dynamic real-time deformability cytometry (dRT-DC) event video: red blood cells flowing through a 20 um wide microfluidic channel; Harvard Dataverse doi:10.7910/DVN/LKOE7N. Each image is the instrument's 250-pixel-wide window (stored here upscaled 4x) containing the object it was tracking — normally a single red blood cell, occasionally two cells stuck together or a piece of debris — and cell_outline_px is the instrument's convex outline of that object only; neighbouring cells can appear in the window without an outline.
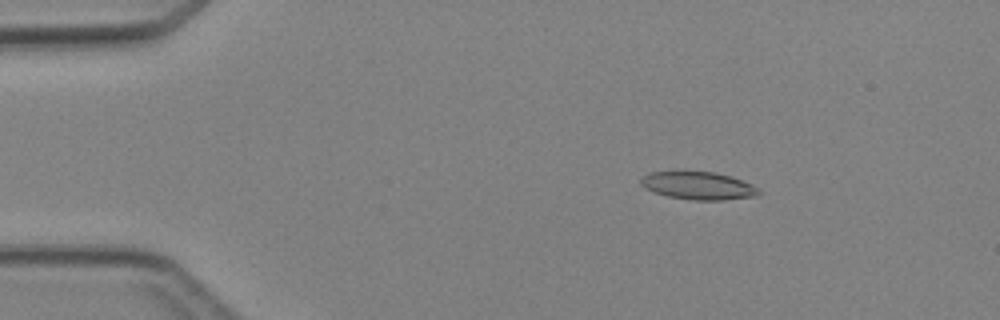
{"species": "Egyptian fruit bat (a non-hibernating species)", "species_latin": "Rousettus aegyptiacus", "temperature_condition": "cold", "stored_images_in_passage": 6, "camera_frame_rate_fps": 3000, "um_per_image_px": 0.085, "animal": {"sex": "female"}, "frame": {"image": 1, "passage_image": 2, "time_ms": 1.333, "image_size_px": [1000, 320], "cell_outline_px": [[760, 192], [756, 196], [724, 200], [692, 200], [668, 196], [652, 192], [644, 188], [640, 184], [640, 180], [648, 172], [716, 172], [732, 176], [752, 184]], "centroid_in_image_um": [59.34, 15.79], "position_along_channel_um": 25.7, "area_um2": 19.07}}
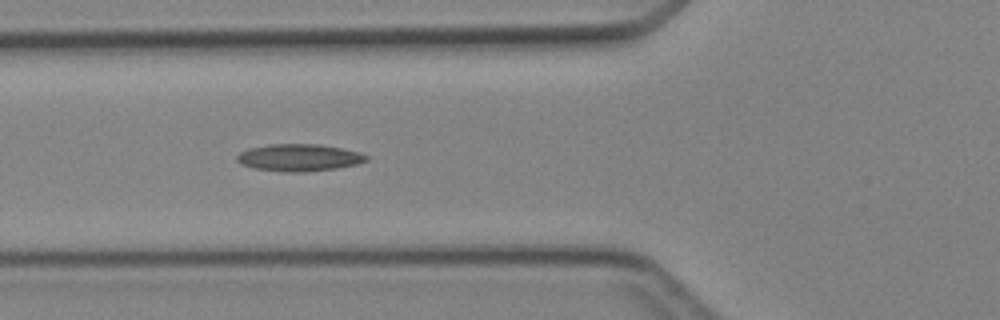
{"frame": {"image": 2, "passage_image": 5, "time_ms": 4.667, "image_size_px": [1000, 320], "cell_outline_px": [[368, 160], [356, 164], [336, 168], [304, 172], [284, 172], [252, 168], [240, 164], [236, 160], [236, 156], [240, 152], [248, 148], [268, 144], [320, 144], [360, 152], [368, 156]], "centroid_in_image_um": [25.38, 13.39], "position_along_channel_um": 100.4, "area_um2": 20.58}}
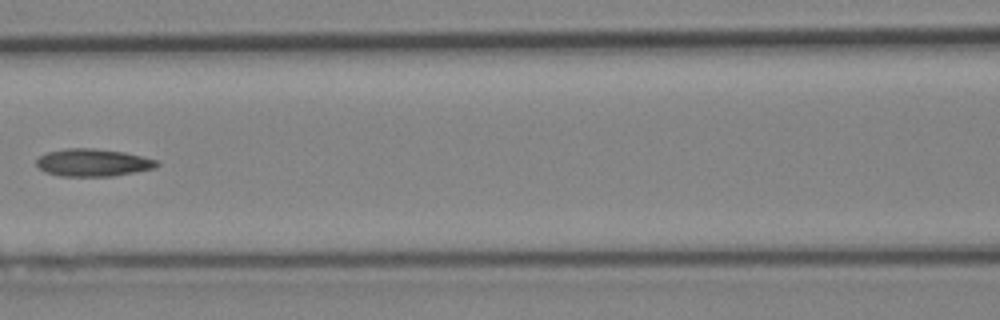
{"frame": {"image": 3, "passage_image": 6, "time_ms": 6.0, "image_size_px": [1000, 320], "cell_outline_px": [[160, 164], [156, 168], [136, 172], [112, 176], [60, 176], [44, 172], [36, 164], [36, 160], [40, 156], [48, 152], [64, 148], [92, 148], [124, 152], [144, 156], [156, 160]], "centroid_in_image_um": [7.92, 13.82], "position_along_channel_um": 158.7, "area_um2": 19.42}}